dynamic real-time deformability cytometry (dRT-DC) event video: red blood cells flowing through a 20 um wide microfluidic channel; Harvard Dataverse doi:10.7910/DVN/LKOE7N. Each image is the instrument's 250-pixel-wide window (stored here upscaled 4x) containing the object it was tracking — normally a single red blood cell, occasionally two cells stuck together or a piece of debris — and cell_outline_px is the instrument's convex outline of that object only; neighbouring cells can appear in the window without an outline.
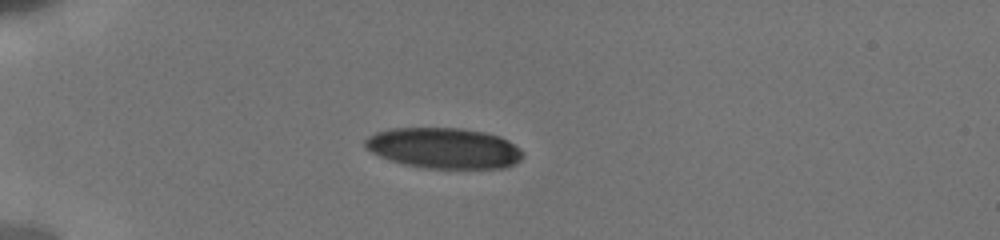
{"species": "human", "species_latin": "Homo sapiens", "temperature_condition": "cold", "stored_images_in_passage": 70, "camera_frame_rate_fps": 3000, "um_per_image_px": 0.085, "donor": {"sex": "male"}, "frame": {"image": 1, "passage_image": 1, "time_ms": 0.0, "image_size_px": [1000, 240], "cell_outline_px": [[524, 156], [516, 164], [504, 168], [424, 168], [404, 164], [388, 160], [372, 152], [364, 144], [364, 140], [368, 136], [376, 132], [388, 128], [464, 128], [484, 132], [500, 136], [508, 140], [520, 148], [524, 152]], "centroid_in_image_um": [37.76, 12.59], "position_along_channel_um": 47.2, "area_um2": 37.69}}
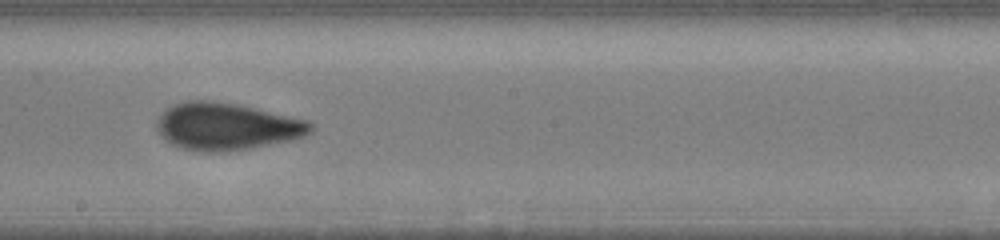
{"frame": {"image": 2, "passage_image": 37, "time_ms": 5.667, "image_size_px": [1000, 240], "cell_outline_px": [[312, 132], [304, 136], [288, 140], [228, 152], [200, 152], [184, 148], [172, 144], [164, 140], [156, 128], [156, 120], [168, 108], [184, 100], [208, 100], [236, 104], [308, 120], [312, 124]], "centroid_in_image_um": [19.23, 10.75], "position_along_channel_um": 229.0, "area_um2": 42.02}}
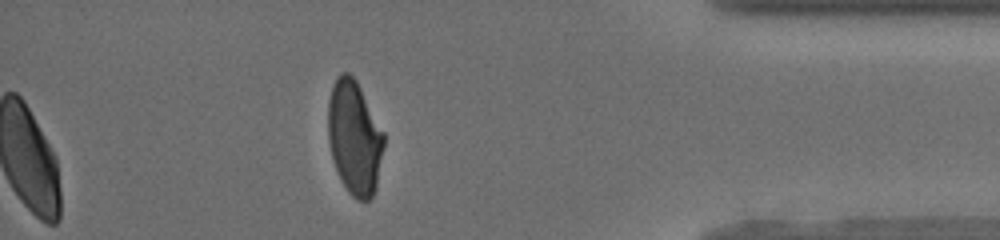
{"frame": {"image": 3, "passage_image": 70, "time_ms": 11.0, "image_size_px": [1000, 240], "cell_outline_px": [[384, 144], [376, 188], [372, 196], [368, 200], [356, 200], [348, 192], [336, 168], [332, 156], [328, 140], [328, 100], [332, 84], [336, 76], [340, 72], [348, 72], [356, 80], [384, 132]], "centroid_in_image_um": [30.12, 11.67], "position_along_channel_um": 405.1, "area_um2": 36.99}, "authors_computed_cell_mechanics": {"area_um2": 41.6449, "velocity_mm_per_s": 3.8454, "shape_relaxation_time_tau1_ms": 4.3281, "shape_relaxation_time_tau2_ms": 0.7472, "deformation_change_tau1": 0.1594, "deformation_change_tau2": 0.066}}